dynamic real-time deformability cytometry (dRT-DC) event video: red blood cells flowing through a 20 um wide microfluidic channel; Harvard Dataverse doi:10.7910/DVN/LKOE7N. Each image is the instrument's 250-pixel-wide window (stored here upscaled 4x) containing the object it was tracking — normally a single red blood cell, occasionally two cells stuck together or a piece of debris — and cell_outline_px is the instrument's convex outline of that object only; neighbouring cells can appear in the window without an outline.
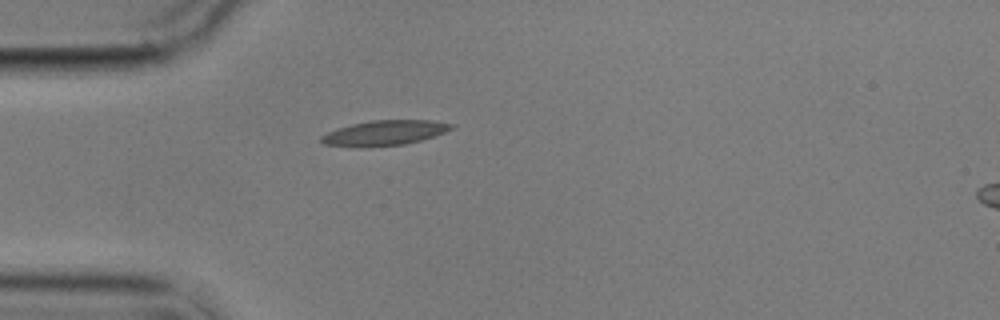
{"species": "common noctule bat (a hibernating species)", "species_latin": "Nyctalus noctula", "temperature_condition": "cold", "stored_images_in_passage": 4, "camera_frame_rate_fps": 3000, "um_per_image_px": 0.085, "animal": {"sex": "male", "body_mass_g": 17.9}, "frame": {"image": 1, "passage_image": 4, "time_ms": 4.667, "image_size_px": [1000, 320], "cell_outline_px": [[452, 128], [444, 132], [420, 140], [404, 144], [360, 148], [324, 144], [320, 140], [320, 136], [328, 132], [352, 124], [372, 120], [432, 120], [452, 124]], "centroid_in_image_um": [32.63, 11.3], "position_along_channel_um": 52.4, "area_um2": 18.79}}